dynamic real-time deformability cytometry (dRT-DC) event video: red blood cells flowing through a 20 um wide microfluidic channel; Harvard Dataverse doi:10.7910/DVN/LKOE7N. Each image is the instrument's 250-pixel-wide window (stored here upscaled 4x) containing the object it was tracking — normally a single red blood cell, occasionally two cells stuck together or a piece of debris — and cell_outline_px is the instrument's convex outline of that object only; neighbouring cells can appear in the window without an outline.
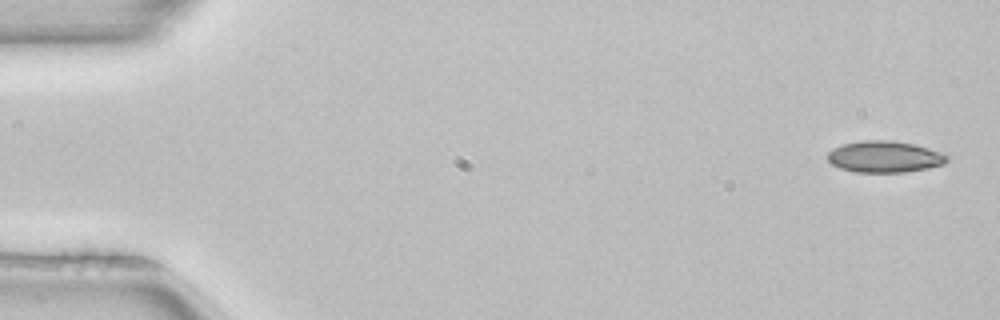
{"species": "common noctule bat (a hibernating species)", "species_latin": "Nyctalus noctula", "temperature_condition": "room temperature", "stored_images_in_passage": 3, "camera_frame_rate_fps": 3000, "um_per_image_px": 0.085, "animal": {"sex": "female", "body_mass_g": 22.7, "forearm_length_mm": 54.2}, "frame": {"image": 1, "passage_image": 1, "time_ms": 0.0, "image_size_px": [1000, 320], "cell_outline_px": [[948, 160], [944, 164], [928, 168], [904, 172], [856, 172], [840, 168], [832, 164], [824, 156], [832, 148], [844, 144], [864, 140], [892, 140], [916, 144], [928, 148], [948, 156]], "centroid_in_image_um": [75.16, 13.32], "position_along_channel_um": 9.8, "area_um2": 21.96}}
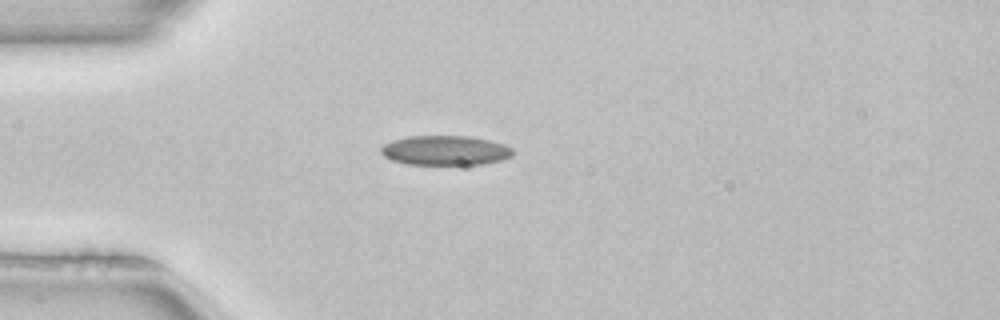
{"frame": {"image": 2, "passage_image": 3, "time_ms": 0.667, "image_size_px": [1000, 320], "cell_outline_px": [[512, 156], [500, 160], [480, 164], [408, 164], [392, 160], [384, 156], [380, 152], [380, 148], [384, 144], [392, 140], [408, 136], [468, 136], [492, 140], [504, 144], [512, 148]], "centroid_in_image_um": [37.83, 12.77], "position_along_channel_um": 47.2, "area_um2": 22.72}}